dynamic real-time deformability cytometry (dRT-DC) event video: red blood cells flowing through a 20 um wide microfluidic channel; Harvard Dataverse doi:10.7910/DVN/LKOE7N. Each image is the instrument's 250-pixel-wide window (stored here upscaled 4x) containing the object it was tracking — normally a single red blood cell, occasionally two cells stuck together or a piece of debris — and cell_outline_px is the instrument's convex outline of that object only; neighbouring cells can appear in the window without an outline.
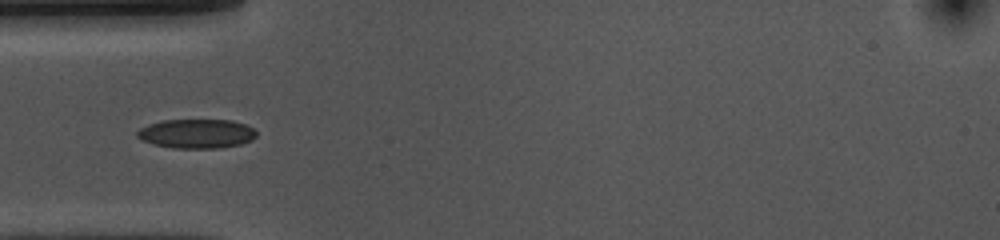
{"species": "common noctule bat (a hibernating species)", "species_latin": "Nyctalus noctula", "temperature_condition": "cold", "stored_images_in_passage": 15, "camera_frame_rate_fps": 3000, "um_per_image_px": 0.085, "animal": {"sex": "female", "body_mass_g": 10.0, "forearm_length_mm": 53.1}, "frame": {"image": 1, "passage_image": 3, "time_ms": 0.667, "image_size_px": [1000, 240], "cell_outline_px": [[256, 136], [252, 140], [240, 144], [220, 148], [176, 148], [152, 144], [136, 136], [136, 132], [140, 128], [148, 124], [164, 120], [232, 120], [244, 124], [252, 128], [256, 132]], "centroid_in_image_um": [16.7, 11.36], "position_along_channel_um": 68.3, "area_um2": 20.23}}
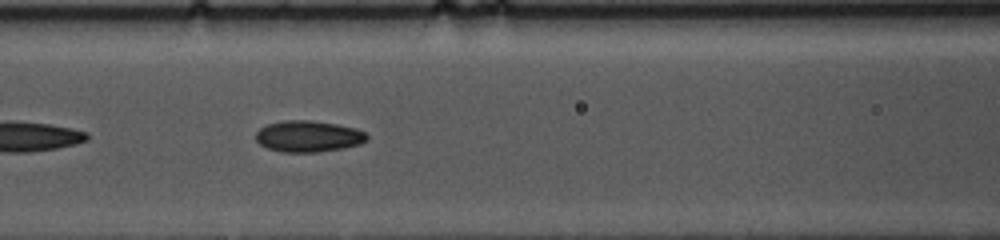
{"frame": {"image": 2, "passage_image": 9, "time_ms": 2.667, "image_size_px": [1000, 240], "cell_outline_px": [[368, 140], [360, 144], [340, 148], [316, 152], [280, 152], [268, 148], [260, 144], [256, 140], [256, 132], [260, 128], [268, 124], [284, 120], [312, 120], [336, 124], [356, 128], [364, 132], [368, 136]], "centroid_in_image_um": [26.2, 11.58], "position_along_channel_um": 140.4, "area_um2": 20.23}}